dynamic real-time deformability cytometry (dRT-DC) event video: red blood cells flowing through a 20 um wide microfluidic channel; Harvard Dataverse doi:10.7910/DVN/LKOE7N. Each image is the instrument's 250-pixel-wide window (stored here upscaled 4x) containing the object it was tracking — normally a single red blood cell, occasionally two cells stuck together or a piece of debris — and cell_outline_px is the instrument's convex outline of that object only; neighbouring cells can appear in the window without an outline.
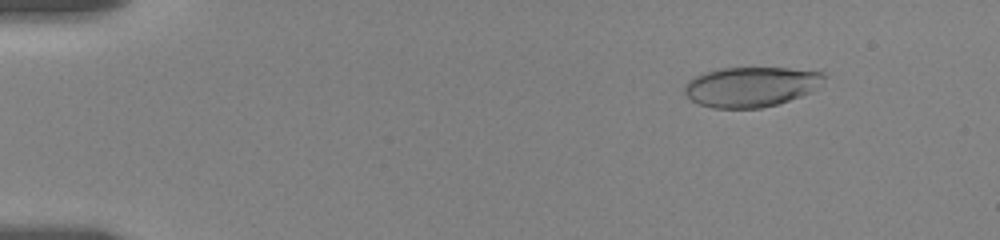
{"species": "human", "species_latin": "Homo sapiens", "temperature_condition": "room temperature", "stored_images_in_passage": 57, "camera_frame_rate_fps": 3000, "um_per_image_px": 0.085, "donor": {"sex": "female"}, "frame": {"image": 1, "passage_image": 7, "time_ms": 2.0, "image_size_px": [1000, 240], "cell_outline_px": [[828, 76], [812, 92], [776, 104], [760, 108], [712, 108], [700, 104], [692, 100], [684, 92], [684, 84], [688, 80], [704, 72], [720, 68], [788, 68], [824, 72]], "centroid_in_image_um": [63.84, 7.36], "position_along_channel_um": 21.2, "area_um2": 32.54}}
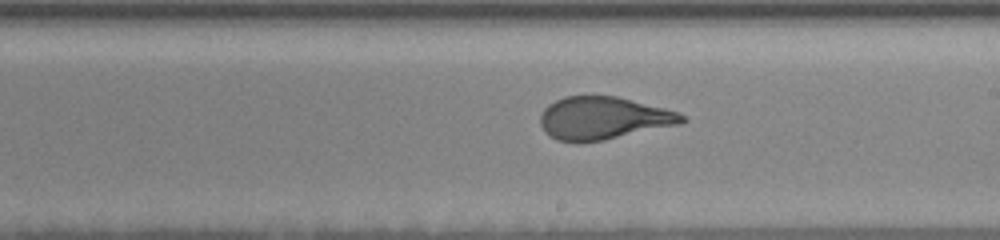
{"frame": {"image": 2, "passage_image": 34, "time_ms": 11.0, "image_size_px": [1000, 240], "cell_outline_px": [[688, 120], [680, 124], [604, 140], [580, 144], [556, 140], [544, 132], [540, 124], [540, 116], [544, 108], [548, 104], [564, 96], [616, 96], [680, 112]], "centroid_in_image_um": [51.25, 10.06], "position_along_channel_um": 237.7, "area_um2": 35.55}}
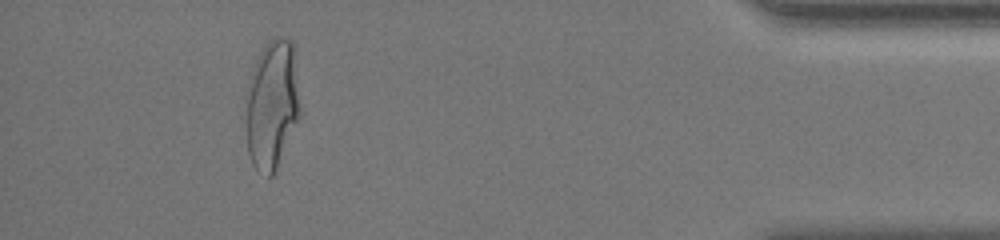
{"frame": {"image": 3, "passage_image": 53, "time_ms": 17.333, "image_size_px": [1000, 240], "cell_outline_px": [[300, 116], [276, 168], [272, 176], [268, 176], [256, 168], [252, 164], [248, 152], [244, 100], [244, 92], [252, 68], [264, 44], [268, 40], [276, 36], [280, 36], [292, 40], [296, 48], [300, 108]], "centroid_in_image_um": [23.11, 8.78], "position_along_channel_um": 412.1, "area_um2": 41.85}, "authors_computed_cell_mechanics": {"area_um2": 35.836, "velocity_mm_per_s": 3.5305, "shape_relaxation_time_tau1_ms": 5.4635, "shape_relaxation_time_tau2_ms": null, "deformation_change_tau1": 0.2237, "deformation_change_tau2": null}}